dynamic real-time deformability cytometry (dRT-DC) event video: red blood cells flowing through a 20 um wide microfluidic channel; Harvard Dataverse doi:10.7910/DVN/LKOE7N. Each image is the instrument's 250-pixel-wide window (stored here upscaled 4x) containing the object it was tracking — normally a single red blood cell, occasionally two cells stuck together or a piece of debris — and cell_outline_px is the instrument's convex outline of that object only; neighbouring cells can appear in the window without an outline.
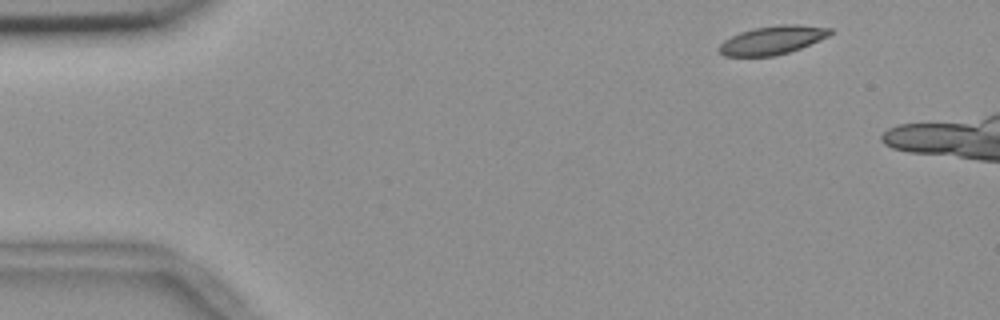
{"species": "common noctule bat (a hibernating species)", "species_latin": "Nyctalus noctula", "temperature_condition": "room temperature", "stored_images_in_passage": 3, "camera_frame_rate_fps": 3000, "um_per_image_px": 0.085, "animal": {"sex": "female", "body_mass_g": 18.4}, "frame": {"image": 1, "passage_image": 1, "time_ms": 0.0, "image_size_px": [1000, 320], "cell_outline_px": [[832, 32], [828, 36], [800, 48], [788, 52], [772, 56], [724, 56], [716, 52], [716, 48], [724, 40], [740, 32], [752, 28], [780, 24], [800, 24], [832, 28]], "centroid_in_image_um": [65.6, 3.4], "position_along_channel_um": 19.4, "area_um2": 18.55}}